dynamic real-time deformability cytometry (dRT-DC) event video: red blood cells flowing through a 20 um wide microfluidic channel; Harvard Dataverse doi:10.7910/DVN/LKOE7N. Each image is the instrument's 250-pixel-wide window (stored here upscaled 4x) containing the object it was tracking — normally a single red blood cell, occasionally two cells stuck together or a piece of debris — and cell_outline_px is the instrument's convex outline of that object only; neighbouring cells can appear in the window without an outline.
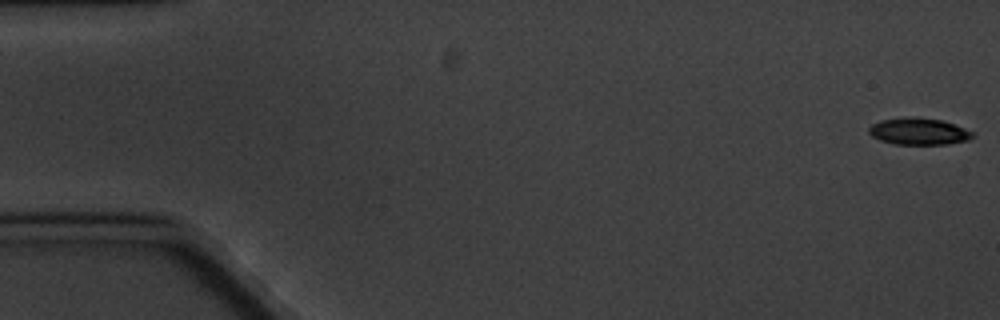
{"species": "common noctule bat (a hibernating species)", "species_latin": "Nyctalus noctula", "temperature_condition": "cold", "stored_images_in_passage": 6, "camera_frame_rate_fps": 3000, "um_per_image_px": 0.085, "animal": {"sex": "male", "body_mass_g": 20.1, "forearm_length_mm": 53.5}, "frame": {"image": 1, "passage_image": 1, "time_ms": 0.0, "image_size_px": [1000, 320], "cell_outline_px": [[976, 132], [968, 140], [948, 144], [896, 144], [880, 140], [872, 136], [868, 132], [868, 128], [872, 124], [880, 120], [940, 120]], "centroid_in_image_um": [78.11, 11.23], "position_along_channel_um": 6.9, "area_um2": 15.26}}